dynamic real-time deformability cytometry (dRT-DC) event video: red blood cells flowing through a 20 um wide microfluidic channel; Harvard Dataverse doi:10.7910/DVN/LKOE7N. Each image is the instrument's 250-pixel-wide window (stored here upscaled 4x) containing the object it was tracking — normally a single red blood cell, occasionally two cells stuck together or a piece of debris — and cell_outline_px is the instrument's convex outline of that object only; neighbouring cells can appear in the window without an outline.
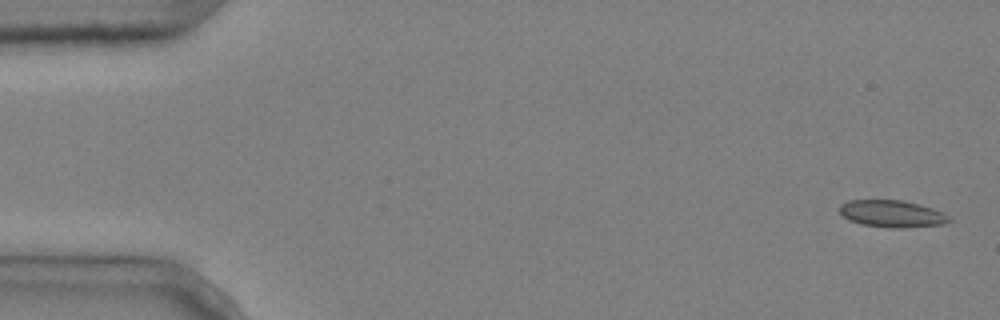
{"species": "common noctule bat (a hibernating species)", "species_latin": "Nyctalus noctula", "temperature_condition": "cold", "stored_images_in_passage": 3, "camera_frame_rate_fps": 3000, "um_per_image_px": 0.085, "animal": {"sex": "male", "body_mass_g": 20.4}, "frame": {"image": 1, "passage_image": 1, "time_ms": 0.0, "image_size_px": [1000, 320], "cell_outline_px": [[952, 220], [944, 224], [904, 228], [888, 228], [860, 224], [848, 220], [840, 212], [840, 204], [848, 200], [904, 200], [920, 204], [932, 208], [948, 216]], "centroid_in_image_um": [75.8, 18.17], "position_along_channel_um": 9.2, "area_um2": 17.34}}